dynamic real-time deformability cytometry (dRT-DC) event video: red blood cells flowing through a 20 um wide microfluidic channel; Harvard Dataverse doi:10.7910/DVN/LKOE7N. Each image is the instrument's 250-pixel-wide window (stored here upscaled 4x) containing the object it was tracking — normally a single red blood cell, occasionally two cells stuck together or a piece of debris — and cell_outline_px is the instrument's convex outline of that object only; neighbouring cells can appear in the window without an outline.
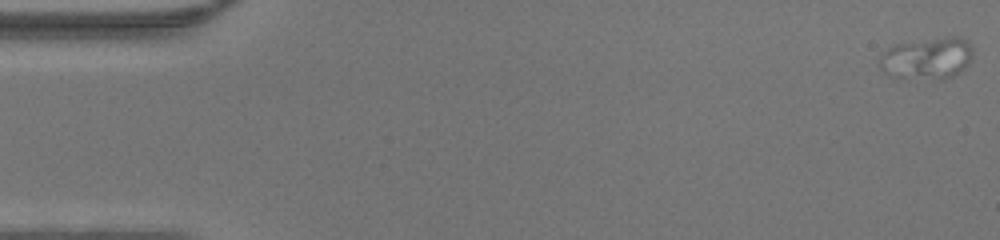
{"species": "human", "species_latin": "Homo sapiens", "temperature_condition": "warm", "stored_images_in_passage": 48, "camera_frame_rate_fps": 3000, "um_per_image_px": 0.085, "donor": {"sex": "male"}, "frame": {"image": 1, "passage_image": 1, "time_ms": 0.0, "image_size_px": [1000, 240], "cell_outline_px": [[972, 56], [952, 76], [940, 80], [892, 76], [884, 72], [880, 68], [880, 56], [888, 48], [896, 44], [948, 36], [960, 36], [968, 40], [972, 48]], "centroid_in_image_um": [78.79, 4.93], "position_along_channel_um": 6.2, "area_um2": 22.37}}